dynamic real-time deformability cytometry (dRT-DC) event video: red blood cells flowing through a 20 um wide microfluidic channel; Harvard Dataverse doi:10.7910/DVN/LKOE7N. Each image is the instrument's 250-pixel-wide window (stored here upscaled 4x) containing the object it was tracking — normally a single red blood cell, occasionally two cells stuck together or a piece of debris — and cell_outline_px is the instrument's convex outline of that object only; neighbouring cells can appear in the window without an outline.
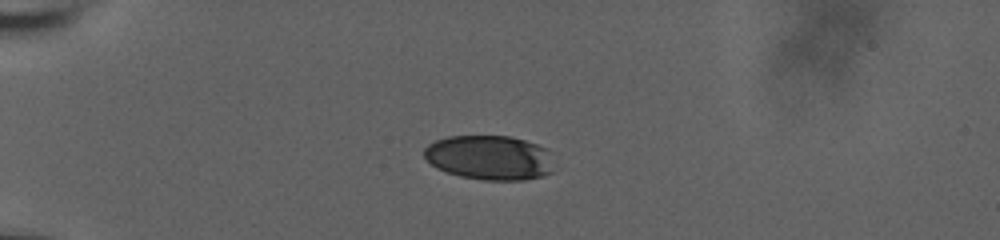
{"species": "human", "species_latin": "Homo sapiens", "temperature_condition": "room temperature", "stored_images_in_passage": 11, "camera_frame_rate_fps": 3000, "um_per_image_px": 0.085, "donor": {"sex": "male"}, "frame": {"image": 1, "passage_image": 7, "time_ms": 2.0, "image_size_px": [1000, 240], "cell_outline_px": [[552, 172], [544, 176], [524, 180], [484, 180], [460, 176], [436, 168], [424, 156], [424, 148], [428, 144], [436, 140], [448, 136], [512, 136], [548, 148]], "centroid_in_image_um": [41.6, 13.39], "position_along_channel_um": 43.4, "area_um2": 33.7}}
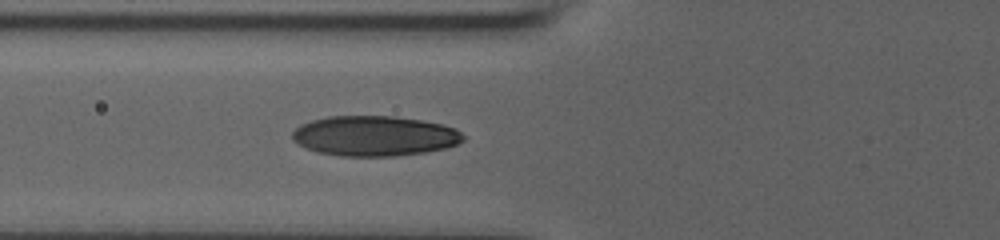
{"frame": {"image": 2, "passage_image": 11, "time_ms": 3.333, "image_size_px": [1000, 240], "cell_outline_px": [[464, 140], [448, 148], [428, 152], [396, 156], [340, 156], [316, 152], [304, 148], [292, 140], [292, 132], [300, 124], [312, 120], [328, 116], [396, 116], [420, 120], [440, 124], [456, 128], [464, 136]], "centroid_in_image_um": [31.82, 11.56], "position_along_channel_um": 94.0, "area_um2": 40.34}}